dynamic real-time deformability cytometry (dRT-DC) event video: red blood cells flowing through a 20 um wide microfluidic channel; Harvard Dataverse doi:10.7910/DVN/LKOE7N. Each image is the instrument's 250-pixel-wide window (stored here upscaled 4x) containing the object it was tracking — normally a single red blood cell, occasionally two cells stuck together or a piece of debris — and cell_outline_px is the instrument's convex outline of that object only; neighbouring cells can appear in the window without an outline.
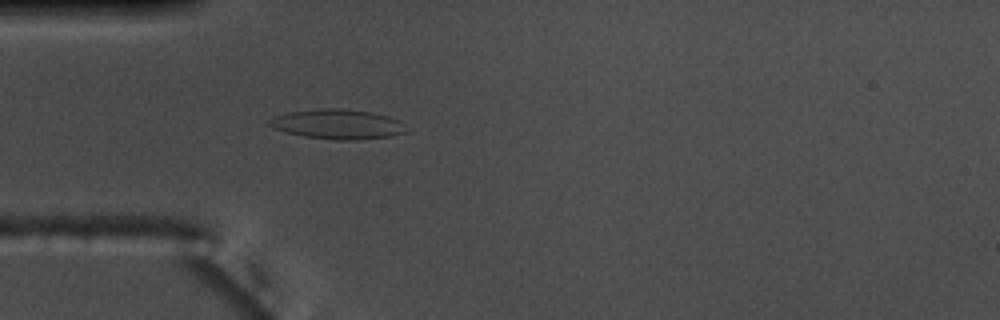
{"species": "common noctule bat (a hibernating species)", "species_latin": "Nyctalus noctula", "temperature_condition": "warm", "stored_images_in_passage": 41, "camera_frame_rate_fps": 3000, "um_per_image_px": 0.085, "animal": {"sex": "male", "body_mass_g": 17.5, "forearm_length_mm": 52.3}, "frame": {"image": 1, "passage_image": 10, "time_ms": 3.0, "image_size_px": [1000, 320], "cell_outline_px": [[404, 132], [392, 136], [356, 140], [332, 140], [304, 136], [284, 132], [272, 128], [264, 124], [272, 116], [288, 112], [320, 108], [340, 108], [372, 112], [388, 116], [400, 120]], "centroid_in_image_um": [28.59, 10.55], "position_along_channel_um": 56.4, "area_um2": 23.99}}
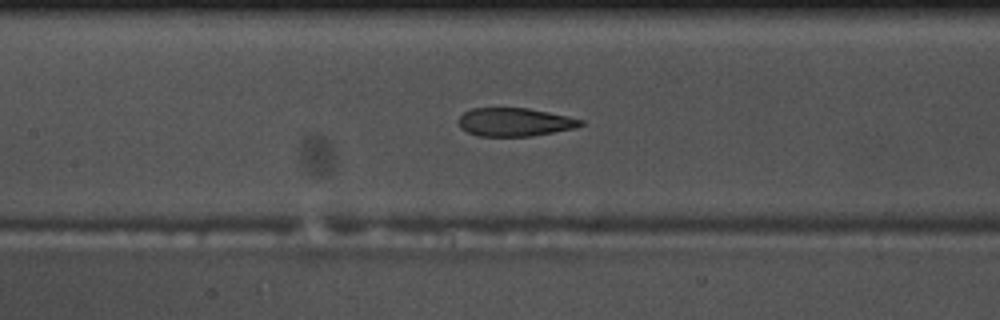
{"frame": {"image": 2, "passage_image": 19, "time_ms": 6.0, "image_size_px": [1000, 320], "cell_outline_px": [[584, 124], [576, 128], [532, 136], [476, 136], [460, 128], [456, 120], [464, 112], [472, 108], [528, 108], [568, 116], [584, 120]], "centroid_in_image_um": [43.73, 10.38], "position_along_channel_um": 163.7, "area_um2": 20.35}}
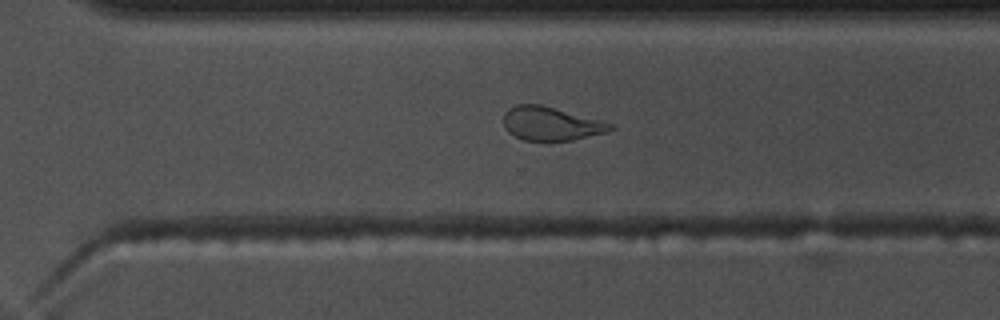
{"frame": {"image": 3, "passage_image": 32, "time_ms": 10.333, "image_size_px": [1000, 320], "cell_outline_px": [[616, 128], [608, 132], [572, 140], [524, 140], [508, 132], [504, 128], [504, 112], [508, 108], [516, 104], [540, 104], [600, 120], [612, 124]], "centroid_in_image_um": [46.82, 10.5], "position_along_channel_um": 323.8, "area_um2": 20.81}, "authors_computed_cell_mechanics": {"area_um2": 21.964, "velocity_mm_per_s": 3.7051, "shape_relaxation_time_tau1_ms": 7.2321, "shape_relaxation_time_tau2_ms": 1.8617, "deformation_change_tau1": 0.1841, "deformation_change_tau2": 0.0967}}